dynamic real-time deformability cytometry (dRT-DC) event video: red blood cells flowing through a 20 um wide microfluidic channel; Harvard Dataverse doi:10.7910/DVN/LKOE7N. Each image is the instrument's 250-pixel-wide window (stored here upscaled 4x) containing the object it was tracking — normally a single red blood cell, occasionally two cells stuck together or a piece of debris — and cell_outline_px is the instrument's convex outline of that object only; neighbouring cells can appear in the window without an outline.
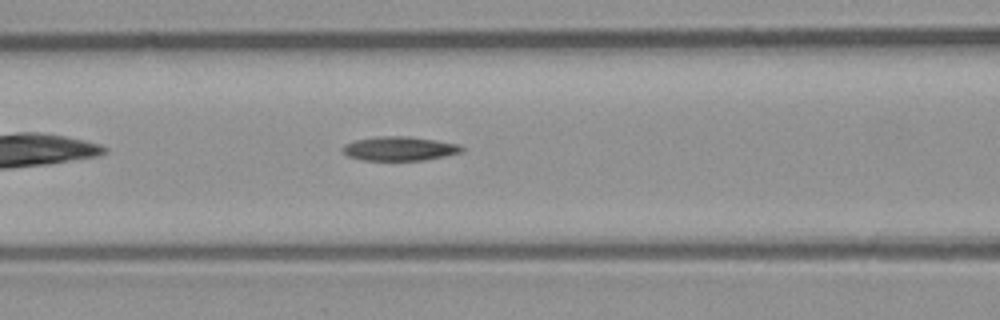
{"species": "common noctule bat (a hibernating species)", "species_latin": "Nyctalus noctula", "temperature_condition": "room temperature", "stored_images_in_passage": 33, "camera_frame_rate_fps": 3000, "um_per_image_px": 0.085, "animal": {"sex": "male", "body_mass_g": 23.1, "forearm_length_mm": 52.7}, "frame": {"image": 1, "passage_image": 13, "time_ms": 4.0, "image_size_px": [1000, 320], "cell_outline_px": [[464, 148], [460, 152], [444, 156], [424, 160], [364, 160], [348, 156], [340, 148], [344, 144], [356, 140], [376, 136], [408, 136], [436, 140], [460, 144]], "centroid_in_image_um": [33.94, 12.62], "position_along_channel_um": 132.7, "area_um2": 16.7}}
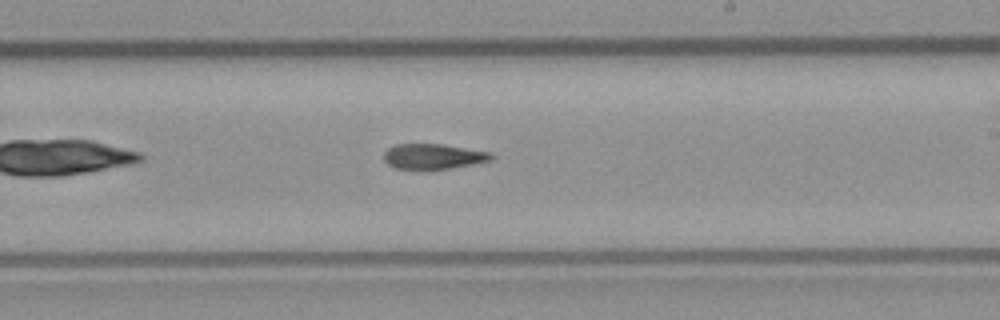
{"frame": {"image": 2, "passage_image": 22, "time_ms": 7.0, "image_size_px": [1000, 320], "cell_outline_px": [[496, 156], [492, 160], [472, 164], [428, 172], [420, 172], [392, 168], [384, 160], [384, 152], [388, 148], [396, 144], [440, 144], [492, 152]], "centroid_in_image_um": [36.79, 13.34], "position_along_channel_um": 252.2, "area_um2": 16.59}}
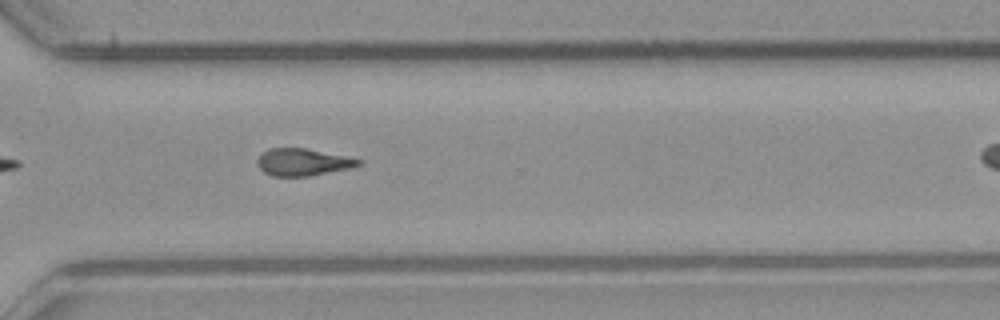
{"frame": {"image": 3, "passage_image": 29, "time_ms": 9.333, "image_size_px": [1000, 320], "cell_outline_px": [[364, 160], [360, 164], [352, 168], [312, 176], [272, 176], [264, 172], [256, 164], [256, 160], [260, 152], [268, 148], [304, 148], [348, 156]], "centroid_in_image_um": [25.73, 13.78], "position_along_channel_um": 344.9, "area_um2": 16.36}}